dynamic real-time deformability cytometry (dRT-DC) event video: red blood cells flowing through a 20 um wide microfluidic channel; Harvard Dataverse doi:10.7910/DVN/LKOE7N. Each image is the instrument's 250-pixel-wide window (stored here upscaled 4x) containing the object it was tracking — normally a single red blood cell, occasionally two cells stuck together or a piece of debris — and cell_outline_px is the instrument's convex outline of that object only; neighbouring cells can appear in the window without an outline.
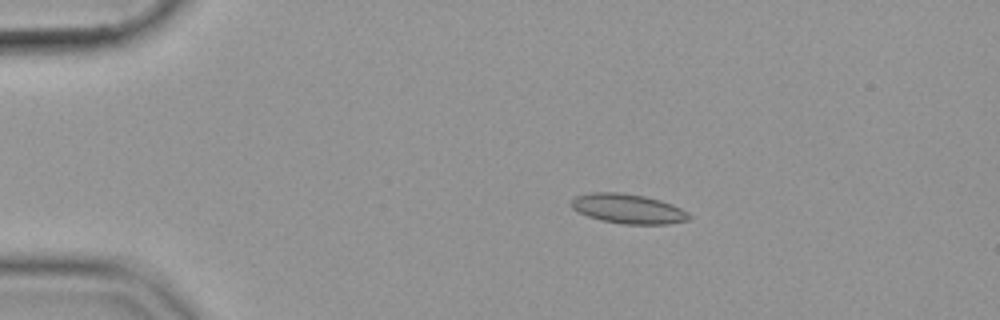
{"species": "common noctule bat (a hibernating species)", "species_latin": "Nyctalus noctula", "temperature_condition": "cold", "stored_images_in_passage": 45, "camera_frame_rate_fps": 3000, "um_per_image_px": 0.085, "animal": {"sex": "female", "body_mass_g": 19.9}, "frame": {"image": 1, "passage_image": 1, "time_ms": 0.0, "image_size_px": [1000, 320], "cell_outline_px": [[692, 216], [688, 220], [668, 224], [624, 224], [600, 220], [588, 216], [572, 208], [572, 200], [576, 196], [592, 192], [620, 192], [644, 196], [660, 200], [672, 204], [688, 212]], "centroid_in_image_um": [53.41, 17.74], "position_along_channel_um": 31.6, "area_um2": 20.23}}
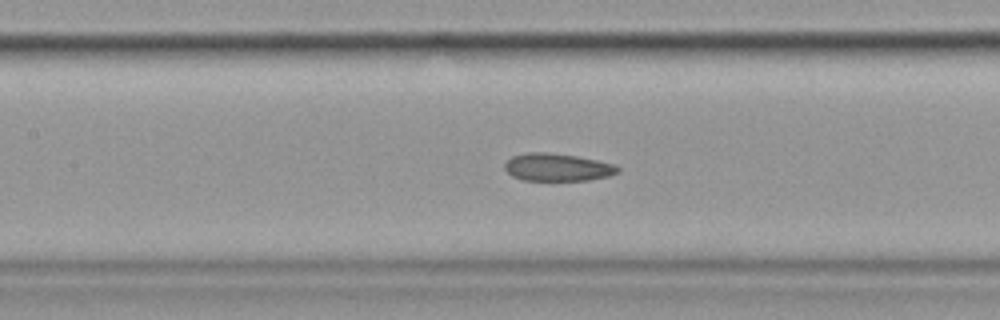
{"frame": {"image": 2, "passage_image": 16, "time_ms": 5.0, "image_size_px": [1000, 320], "cell_outline_px": [[620, 172], [608, 176], [588, 180], [524, 180], [512, 176], [504, 168], [504, 164], [512, 156], [528, 152], [548, 152], [576, 156], [616, 164], [620, 168]], "centroid_in_image_um": [47.39, 14.21], "position_along_channel_um": 160.0, "area_um2": 18.21}}
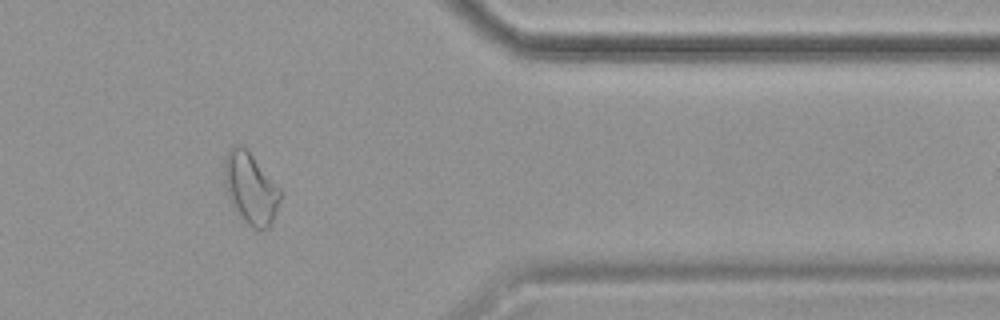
{"frame": {"image": 3, "passage_image": 36, "time_ms": 11.667, "image_size_px": [1000, 320], "cell_outline_px": [[284, 192], [276, 212], [268, 228], [252, 228], [244, 220], [228, 192], [224, 180], [224, 160], [232, 144], [244, 144]], "centroid_in_image_um": [21.35, 15.91], "position_along_channel_um": 390.1, "area_um2": 23.06}}